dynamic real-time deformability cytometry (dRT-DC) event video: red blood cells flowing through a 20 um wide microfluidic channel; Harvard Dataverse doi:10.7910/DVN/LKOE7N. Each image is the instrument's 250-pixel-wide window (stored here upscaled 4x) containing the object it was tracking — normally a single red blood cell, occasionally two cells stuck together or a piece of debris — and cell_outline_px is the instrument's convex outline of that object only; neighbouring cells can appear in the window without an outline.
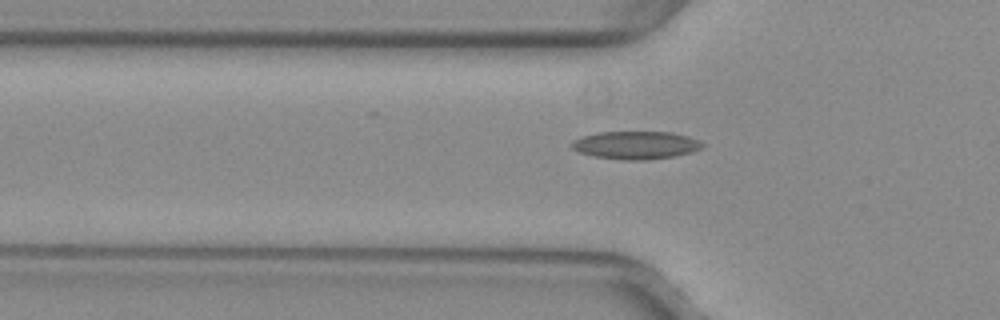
{"species": "common noctule bat (a hibernating species)", "species_latin": "Nyctalus noctula", "temperature_condition": "warm", "stored_images_in_passage": 46, "camera_frame_rate_fps": 3000, "um_per_image_px": 0.085, "animal": {"sex": "female", "body_mass_g": 29.2, "forearm_length_mm": 56.3}, "frame": {"image": 1, "passage_image": 18, "time_ms": 5.667, "image_size_px": [1000, 320], "cell_outline_px": [[704, 144], [700, 148], [692, 152], [676, 156], [648, 160], [624, 160], [596, 156], [580, 152], [572, 148], [568, 144], [572, 140], [584, 136], [600, 132], [672, 132], [688, 136], [700, 140]], "centroid_in_image_um": [54.06, 12.33], "position_along_channel_um": 71.7, "area_um2": 21.27}}
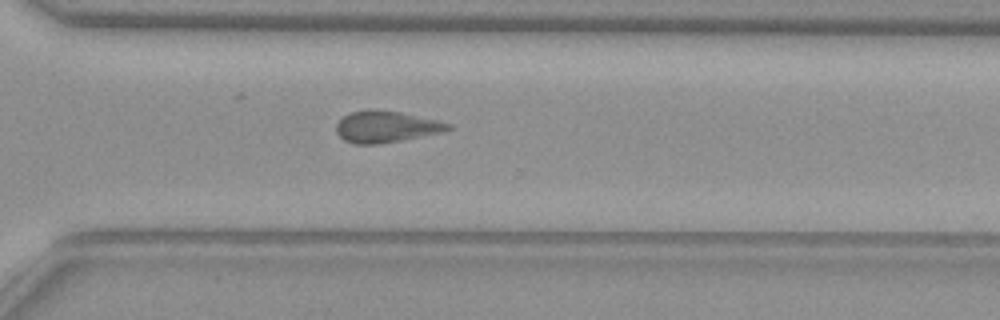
{"frame": {"image": 2, "passage_image": 38, "time_ms": 12.333, "image_size_px": [1000, 320], "cell_outline_px": [[452, 128], [444, 132], [400, 140], [376, 144], [352, 144], [344, 140], [336, 132], [336, 124], [348, 112], [368, 108], [376, 108], [400, 112], [436, 120], [452, 124]], "centroid_in_image_um": [32.78, 10.75], "position_along_channel_um": 337.8, "area_um2": 20.69}}
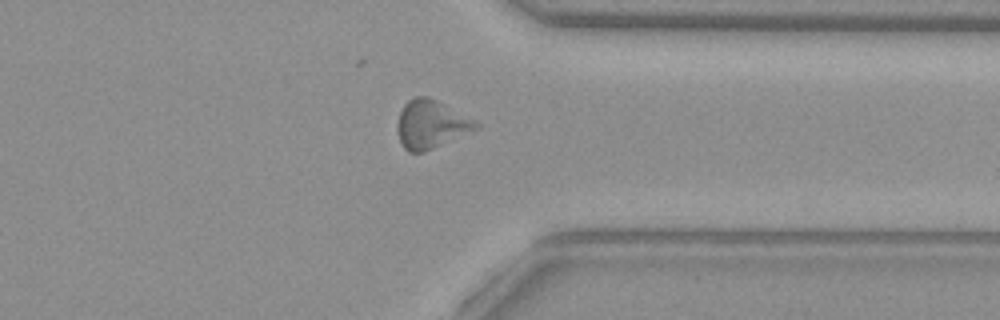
{"frame": {"image": 3, "passage_image": 41, "time_ms": 13.333, "image_size_px": [1000, 320], "cell_outline_px": [[480, 128], [424, 152], [408, 152], [404, 148], [400, 140], [396, 124], [400, 112], [404, 104], [408, 100], [416, 96], [428, 96], [444, 104], [480, 124]], "centroid_in_image_um": [36.6, 10.57], "position_along_channel_um": 374.8, "area_um2": 21.85}}